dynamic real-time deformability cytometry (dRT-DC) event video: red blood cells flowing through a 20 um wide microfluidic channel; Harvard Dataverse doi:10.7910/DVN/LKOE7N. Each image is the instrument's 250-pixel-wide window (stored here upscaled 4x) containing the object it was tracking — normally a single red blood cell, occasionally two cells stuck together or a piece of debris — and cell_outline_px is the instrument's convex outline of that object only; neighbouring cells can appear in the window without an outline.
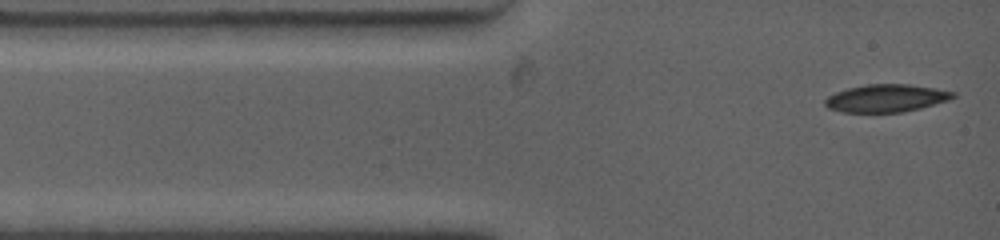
{"species": "common noctule bat (a hibernating species)", "species_latin": "Nyctalus noctula", "temperature_condition": "warm", "stored_images_in_passage": 3, "camera_frame_rate_fps": 4500, "um_per_image_px": 0.085, "animal": {"sex": "female", "body_mass_g": 19.0, "forearm_length_mm": 53.3}, "frame": {"image": 1, "passage_image": 1, "time_ms": 0.0, "image_size_px": [1000, 240], "cell_outline_px": [[956, 96], [948, 100], [920, 108], [904, 112], [844, 112], [828, 108], [824, 104], [824, 100], [828, 96], [836, 92], [848, 88], [868, 84], [908, 84], [936, 88], [956, 92]], "centroid_in_image_um": [75.34, 8.34], "position_along_channel_um": 9.7, "area_um2": 20.58}}
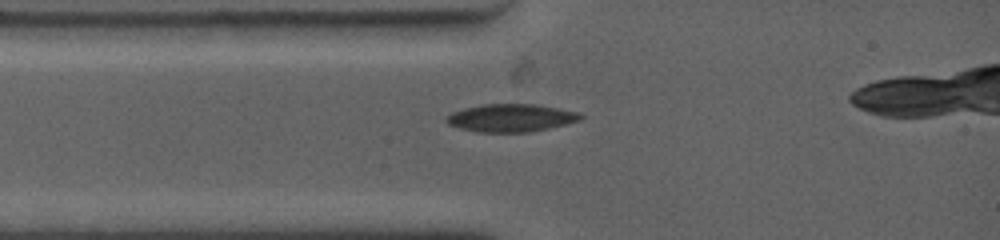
{"frame": {"image": 2, "passage_image": 3, "time_ms": 1.778, "image_size_px": [1000, 240], "cell_outline_px": [[584, 116], [580, 120], [548, 128], [528, 132], [476, 132], [460, 128], [448, 124], [444, 120], [444, 116], [452, 112], [464, 108], [484, 104], [536, 104], [580, 112]], "centroid_in_image_um": [43.4, 10.01], "position_along_channel_um": 41.6, "area_um2": 21.79}}